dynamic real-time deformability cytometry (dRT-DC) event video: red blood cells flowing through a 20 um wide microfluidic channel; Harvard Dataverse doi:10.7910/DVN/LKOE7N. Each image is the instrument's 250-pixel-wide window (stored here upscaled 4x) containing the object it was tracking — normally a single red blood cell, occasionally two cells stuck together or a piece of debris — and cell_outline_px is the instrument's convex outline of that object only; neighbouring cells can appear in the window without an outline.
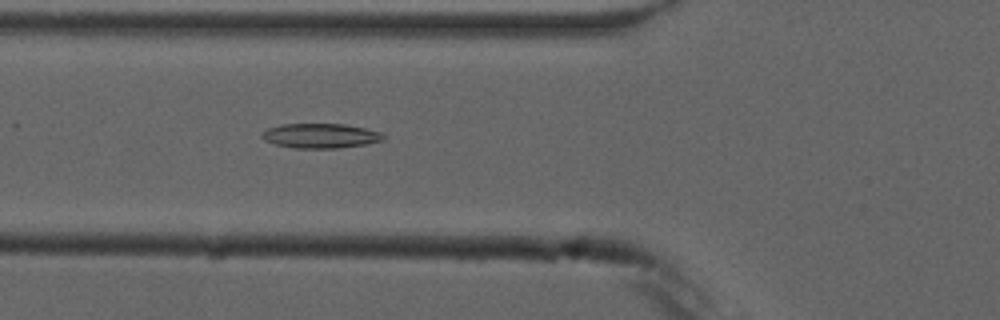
{"species": "common noctule bat (a hibernating species)", "species_latin": "Nyctalus noctula", "temperature_condition": "cold", "stored_images_in_passage": 4, "camera_frame_rate_fps": 3000, "um_per_image_px": 0.085, "animal": {"sex": "male", "forearm_length_mm": 52.5}, "frame": {"image": 1, "passage_image": 4, "time_ms": 3.333, "image_size_px": [1000, 320], "cell_outline_px": [[384, 140], [364, 144], [336, 148], [296, 148], [276, 144], [264, 140], [260, 136], [268, 128], [280, 124], [344, 124], [364, 128], [380, 132], [384, 136]], "centroid_in_image_um": [27.22, 11.53], "position_along_channel_um": 98.6, "area_um2": 17.22}}